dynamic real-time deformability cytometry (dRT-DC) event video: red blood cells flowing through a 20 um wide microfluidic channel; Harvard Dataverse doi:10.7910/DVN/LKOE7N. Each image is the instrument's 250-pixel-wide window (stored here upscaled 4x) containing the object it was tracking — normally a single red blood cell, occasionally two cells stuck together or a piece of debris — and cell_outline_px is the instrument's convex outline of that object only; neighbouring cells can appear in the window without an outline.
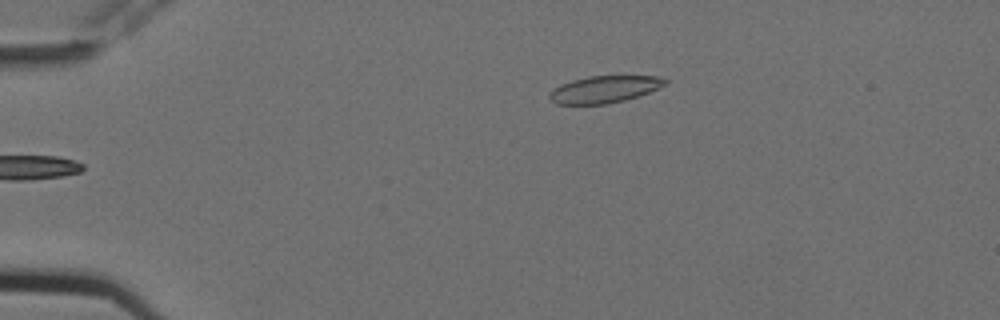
{"species": "Egyptian fruit bat (a non-hibernating species)", "species_latin": "Rousettus aegyptiacus", "temperature_condition": "cold", "stored_images_in_passage": 16, "camera_frame_rate_fps": 3000, "um_per_image_px": 0.085, "animal": {"sex": "female"}, "frame": {"image": 1, "passage_image": 4, "time_ms": 1.0, "image_size_px": [1000, 320], "cell_outline_px": [[668, 84], [648, 92], [624, 100], [608, 104], [556, 104], [548, 96], [548, 92], [552, 88], [560, 84], [572, 80], [588, 76], [656, 76], [668, 80]], "centroid_in_image_um": [51.33, 7.59], "position_along_channel_um": 33.7, "area_um2": 18.21}}
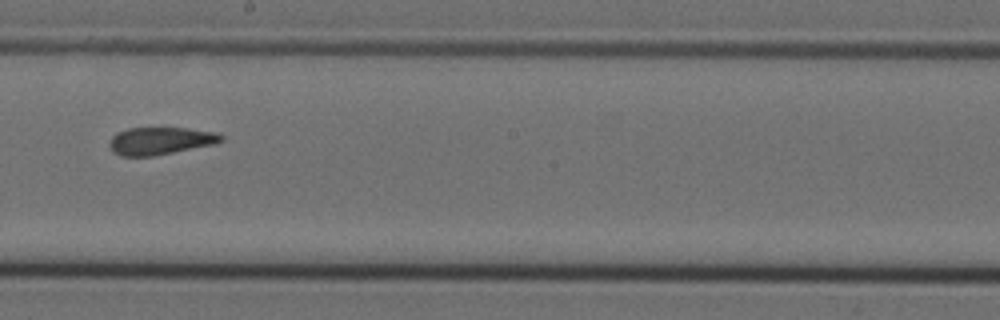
{"frame": {"image": 2, "passage_image": 10, "time_ms": 3.0, "image_size_px": [1000, 320], "cell_outline_px": [[224, 140], [216, 144], [152, 156], [120, 156], [112, 152], [108, 144], [108, 140], [116, 132], [128, 128], [188, 128], [216, 132], [224, 136]], "centroid_in_image_um": [13.61, 11.97], "position_along_channel_um": 234.6, "area_um2": 18.15}}
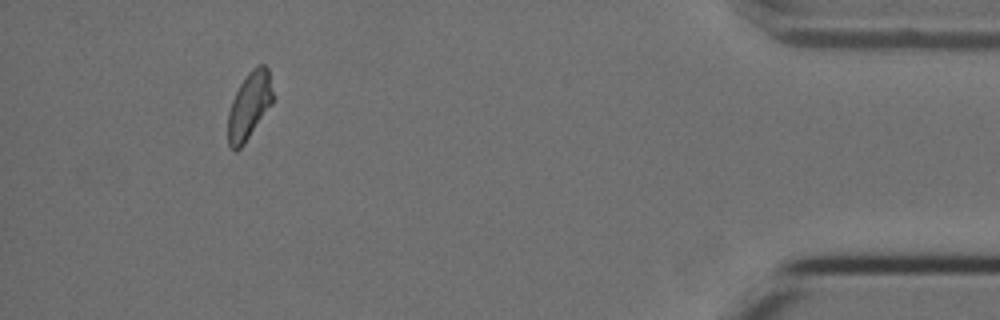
{"frame": {"image": 3, "passage_image": 15, "time_ms": 4.667, "image_size_px": [1000, 320], "cell_outline_px": [[272, 104], [244, 144], [236, 152], [228, 144], [228, 112], [232, 100], [240, 84], [248, 72], [256, 64], [264, 64], [268, 68], [272, 92]], "centroid_in_image_um": [21.18, 8.97], "position_along_channel_um": 414.0, "area_um2": 17.46}}